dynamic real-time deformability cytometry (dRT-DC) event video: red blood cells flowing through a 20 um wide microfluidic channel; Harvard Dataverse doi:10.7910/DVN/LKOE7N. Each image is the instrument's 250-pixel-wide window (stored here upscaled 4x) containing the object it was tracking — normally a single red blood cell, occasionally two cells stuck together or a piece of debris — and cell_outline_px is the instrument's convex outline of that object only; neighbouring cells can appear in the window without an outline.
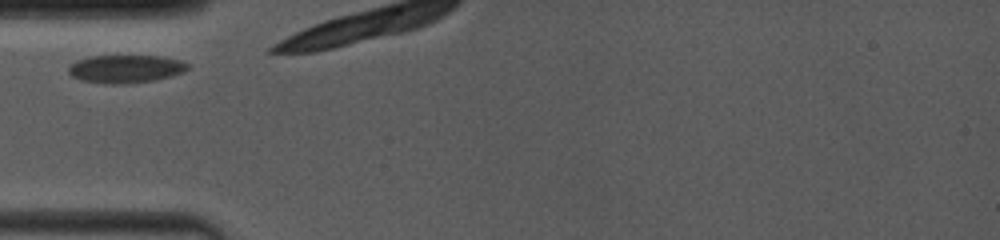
{"species": "common noctule bat (a hibernating species)", "species_latin": "Nyctalus noctula", "temperature_condition": "room temperature", "stored_images_in_passage": 3, "camera_frame_rate_fps": 4000, "um_per_image_px": 0.085, "animal": {"sex": "female", "body_mass_g": 19.0, "forearm_length_mm": 53.3}, "frame": {"image": 1, "passage_image": 1, "time_ms": 0.0, "image_size_px": [1000, 240], "cell_outline_px": [[188, 68], [184, 72], [172, 76], [156, 80], [124, 84], [112, 84], [80, 80], [72, 76], [68, 72], [68, 64], [76, 60], [92, 56], [160, 56], [180, 60], [188, 64]], "centroid_in_image_um": [10.66, 5.85], "position_along_channel_um": 74.3, "area_um2": 19.54}}